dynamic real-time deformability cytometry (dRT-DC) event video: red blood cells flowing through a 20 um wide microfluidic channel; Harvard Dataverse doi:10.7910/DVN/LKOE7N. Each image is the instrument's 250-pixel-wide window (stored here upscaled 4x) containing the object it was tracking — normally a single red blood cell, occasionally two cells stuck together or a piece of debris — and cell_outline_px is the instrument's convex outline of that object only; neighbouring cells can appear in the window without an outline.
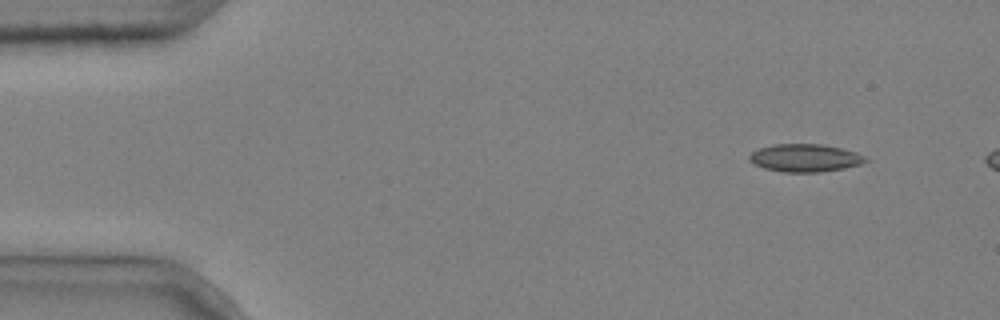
{"species": "common noctule bat (a hibernating species)", "species_latin": "Nyctalus noctula", "temperature_condition": "cold", "stored_images_in_passage": 3, "camera_frame_rate_fps": 3000, "um_per_image_px": 0.085, "animal": {"sex": "male", "body_mass_g": 20.4}, "frame": {"image": 1, "passage_image": 1, "time_ms": 0.0, "image_size_px": [1000, 320], "cell_outline_px": [[868, 160], [860, 164], [844, 168], [820, 172], [784, 172], [764, 168], [748, 160], [748, 156], [752, 152], [760, 148], [772, 144], [820, 144], [840, 148], [856, 152], [864, 156]], "centroid_in_image_um": [68.41, 13.42], "position_along_channel_um": 16.6, "area_um2": 18.67}}